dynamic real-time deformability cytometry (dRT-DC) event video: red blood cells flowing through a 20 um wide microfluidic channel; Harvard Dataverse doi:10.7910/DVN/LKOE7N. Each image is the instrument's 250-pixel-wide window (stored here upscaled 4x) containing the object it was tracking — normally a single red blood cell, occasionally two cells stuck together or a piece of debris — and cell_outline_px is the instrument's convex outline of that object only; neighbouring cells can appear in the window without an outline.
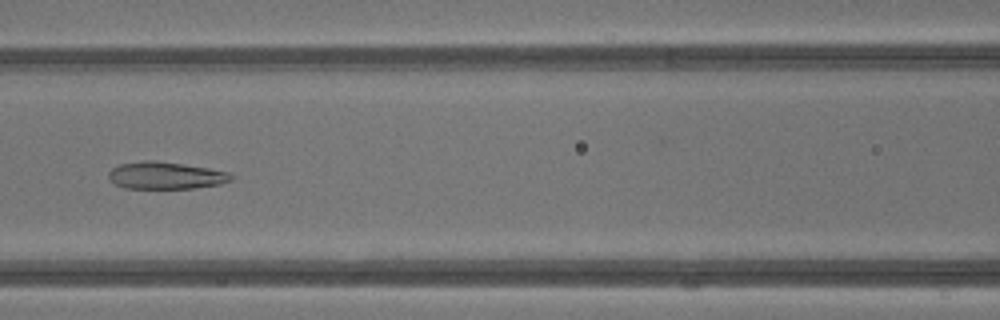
{"species": "common noctule bat (a hibernating species)", "species_latin": "Nyctalus noctula", "temperature_condition": "warm", "stored_images_in_passage": 42, "camera_frame_rate_fps": 3000, "um_per_image_px": 0.085, "animal": {"sex": "male", "body_mass_g": 13.3}, "frame": {"image": 1, "passage_image": 19, "time_ms": 6.0, "image_size_px": [1000, 320], "cell_outline_px": [[236, 176], [232, 180], [220, 184], [196, 188], [124, 188], [116, 184], [108, 176], [108, 172], [112, 168], [120, 164], [144, 160], [156, 160], [208, 168], [228, 172]], "centroid_in_image_um": [14.11, 14.91], "position_along_channel_um": 152.5, "area_um2": 19.42}}
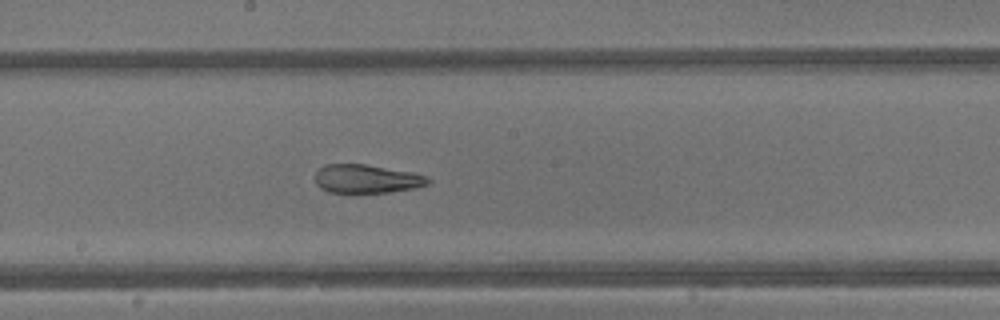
{"frame": {"image": 2, "passage_image": 23, "time_ms": 7.333, "image_size_px": [1000, 320], "cell_outline_px": [[432, 180], [428, 184], [412, 188], [388, 192], [328, 192], [320, 188], [316, 184], [316, 172], [324, 164], [364, 164], [412, 172], [428, 176]], "centroid_in_image_um": [31.16, 15.19], "position_along_channel_um": 217.0, "area_um2": 18.67}}
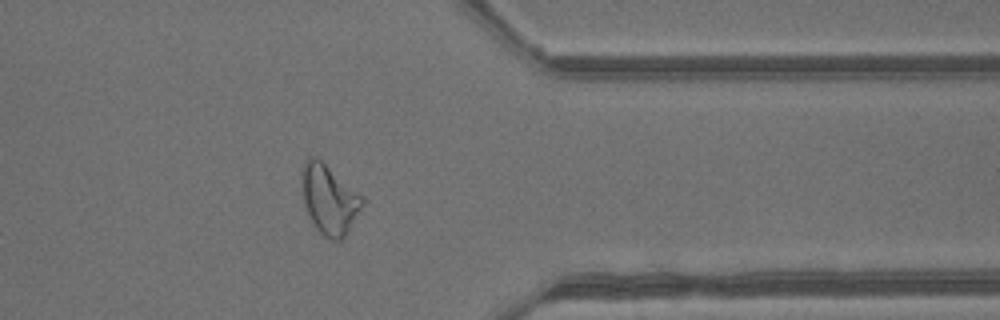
{"frame": {"image": 3, "passage_image": 34, "time_ms": 11.0, "image_size_px": [1000, 320], "cell_outline_px": [[368, 200], [344, 236], [340, 240], [332, 240], [324, 236], [312, 224], [300, 192], [300, 180], [304, 164], [308, 156], [316, 156], [364, 196]], "centroid_in_image_um": [27.99, 16.93], "position_along_channel_um": 383.4, "area_um2": 24.91}, "authors_computed_cell_mechanics": {"area_um2": 25.6921, "velocity_mm_per_s": 4.8467, "shape_relaxation_time_tau1_ms": null, "shape_relaxation_time_tau2_ms": 1.8896, "deformation_change_tau1": null, "deformation_change_tau2": 0.1048}}